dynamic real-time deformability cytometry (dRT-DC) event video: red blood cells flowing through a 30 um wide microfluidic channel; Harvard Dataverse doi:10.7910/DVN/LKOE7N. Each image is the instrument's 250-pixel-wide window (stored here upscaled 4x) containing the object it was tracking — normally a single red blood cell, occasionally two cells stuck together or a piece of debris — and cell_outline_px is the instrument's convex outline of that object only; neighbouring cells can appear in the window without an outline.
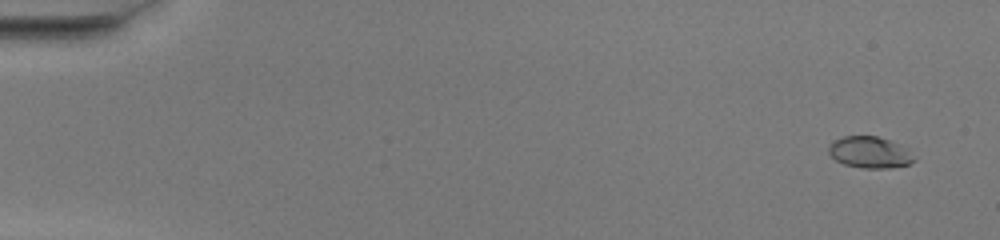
{"species": "common noctule bat (a hibernating species)", "species_latin": "Nyctalus noctula", "temperature_condition": "warm", "stored_images_in_passage": 48, "camera_frame_rate_fps": 3000, "um_per_image_px": 0.085, "animal": {"sex": "female", "body_mass_g": 20.0, "forearm_length_mm": 54.0}, "frame": {"image": 1, "passage_image": 3, "time_ms": 0.667, "image_size_px": [1000, 240], "cell_outline_px": [[916, 160], [908, 164], [888, 168], [864, 168], [844, 164], [836, 160], [828, 152], [828, 148], [836, 140], [844, 136], [876, 136], [888, 140], [908, 148]], "centroid_in_image_um": [73.95, 12.95], "position_along_channel_um": 11.0, "area_um2": 15.43}}
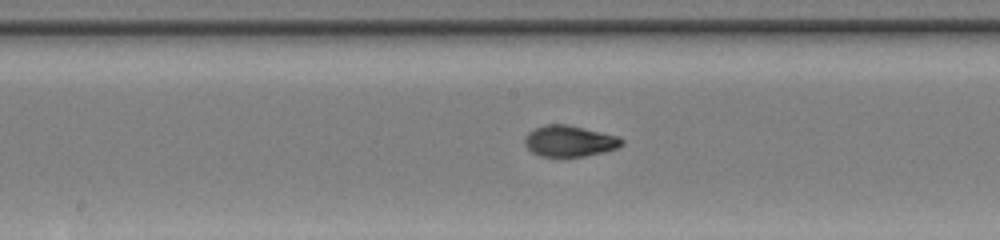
{"frame": {"image": 2, "passage_image": 28, "time_ms": 9.0, "image_size_px": [1000, 240], "cell_outline_px": [[624, 144], [616, 148], [604, 152], [584, 156], [540, 156], [532, 152], [524, 144], [524, 136], [528, 132], [544, 124], [568, 124], [616, 136], [624, 140]], "centroid_in_image_um": [48.38, 11.98], "position_along_channel_um": 199.8, "area_um2": 17.51}}
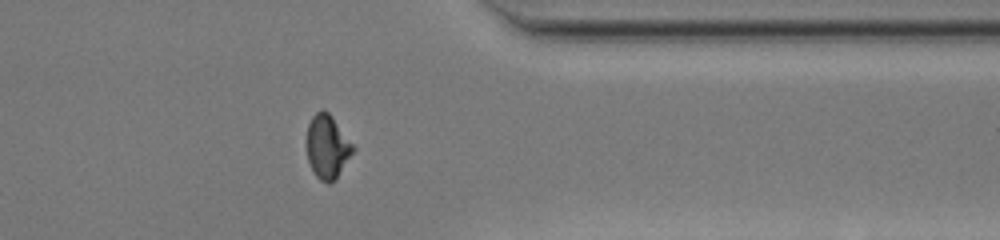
{"frame": {"image": 3, "passage_image": 42, "time_ms": 13.667, "image_size_px": [1000, 240], "cell_outline_px": [[356, 148], [336, 180], [328, 184], [320, 180], [316, 176], [308, 160], [304, 144], [308, 124], [312, 116], [320, 108], [324, 108], [332, 116]], "centroid_in_image_um": [27.8, 12.46], "position_along_channel_um": 383.6, "area_um2": 17.69}}